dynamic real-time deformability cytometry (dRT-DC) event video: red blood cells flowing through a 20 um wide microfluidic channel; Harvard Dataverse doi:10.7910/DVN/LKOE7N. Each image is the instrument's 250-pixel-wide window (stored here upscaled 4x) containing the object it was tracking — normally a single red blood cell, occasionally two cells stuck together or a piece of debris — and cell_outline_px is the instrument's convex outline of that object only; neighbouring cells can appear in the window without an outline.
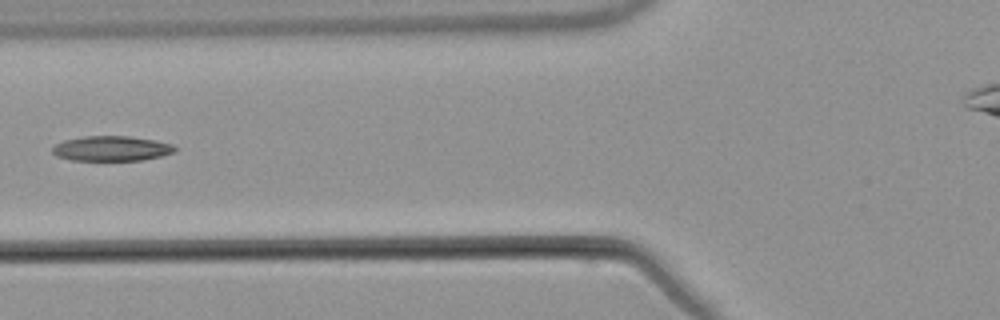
{"species": "common noctule bat (a hibernating species)", "species_latin": "Nyctalus noctula", "temperature_condition": "warm", "stored_images_in_passage": 7, "camera_frame_rate_fps": 3000, "um_per_image_px": 0.085, "animal": {"sex": "male", "body_mass_g": 21.5, "forearm_length_mm": 52.0}, "frame": {"image": 1, "passage_image": 7, "time_ms": 7.333, "image_size_px": [1000, 320], "cell_outline_px": [[176, 152], [144, 160], [72, 160], [56, 156], [52, 152], [52, 148], [56, 144], [64, 140], [84, 136], [128, 136], [156, 140], [172, 144], [176, 148]], "centroid_in_image_um": [9.49, 12.62], "position_along_channel_um": 116.3, "area_um2": 17.86}}